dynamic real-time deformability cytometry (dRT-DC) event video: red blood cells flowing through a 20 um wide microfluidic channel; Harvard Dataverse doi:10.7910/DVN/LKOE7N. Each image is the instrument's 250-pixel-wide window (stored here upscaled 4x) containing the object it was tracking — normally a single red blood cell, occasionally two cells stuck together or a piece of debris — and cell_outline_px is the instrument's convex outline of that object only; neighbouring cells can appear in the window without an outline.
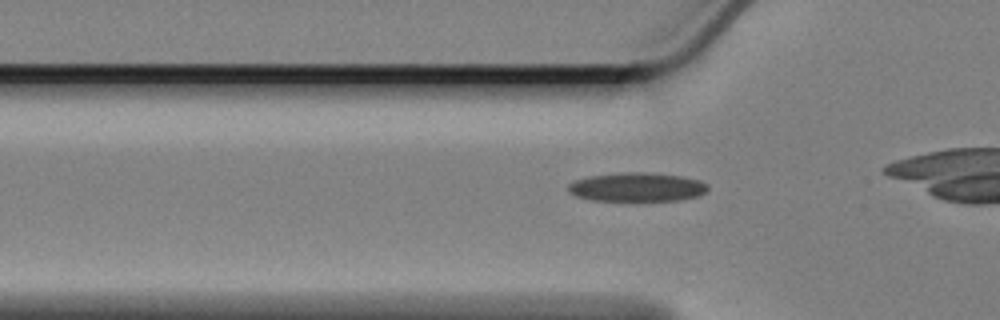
{"species": "Egyptian fruit bat (a non-hibernating species)", "species_latin": "Rousettus aegyptiacus", "temperature_condition": "cold", "stored_images_in_passage": 42, "camera_frame_rate_fps": 3000, "um_per_image_px": 0.085, "animal": {"sex": "female"}, "frame": {"image": 1, "passage_image": 7, "time_ms": 2.0, "image_size_px": [1000, 320], "cell_outline_px": [[708, 188], [700, 196], [680, 200], [588, 200], [576, 196], [568, 192], [568, 184], [576, 180], [592, 176], [620, 172], [648, 172], [680, 176], [700, 180], [708, 184]], "centroid_in_image_um": [54.15, 15.9], "position_along_channel_um": 71.6, "area_um2": 23.47}}
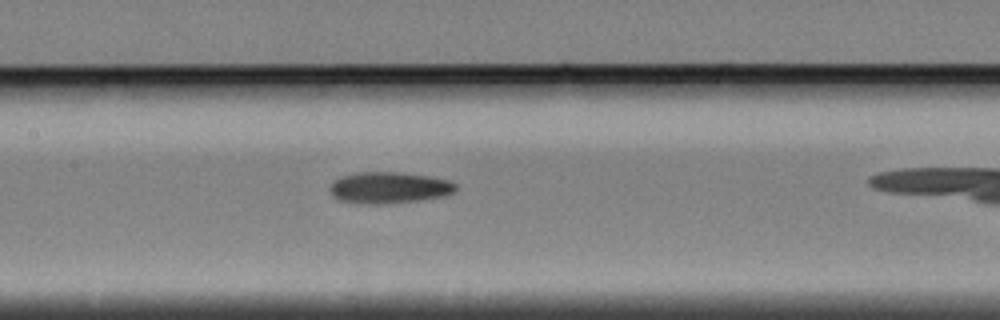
{"frame": {"image": 2, "passage_image": 16, "time_ms": 5.0, "image_size_px": [1000, 320], "cell_outline_px": [[456, 188], [448, 196], [420, 200], [388, 204], [356, 204], [336, 200], [332, 196], [328, 188], [332, 180], [340, 176], [360, 172], [404, 172], [428, 176], [448, 180], [456, 184]], "centroid_in_image_um": [33.0, 15.96], "position_along_channel_um": 174.4, "area_um2": 23.64}}
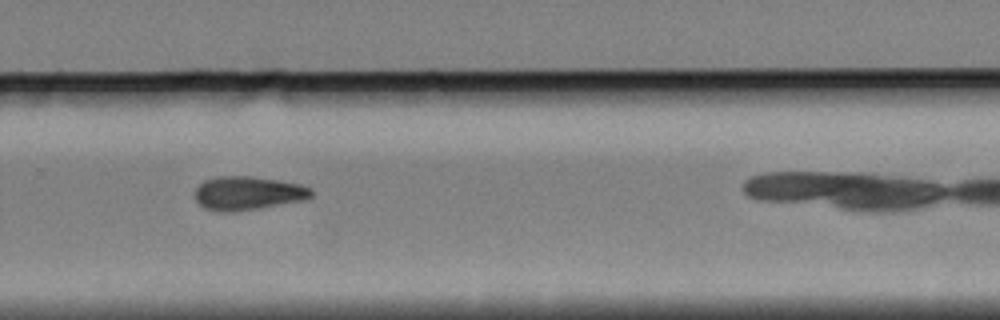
{"frame": {"image": 3, "passage_image": 28, "time_ms": 9.0, "image_size_px": [1000, 320], "cell_outline_px": [[312, 196], [300, 200], [260, 208], [228, 212], [220, 212], [204, 208], [196, 200], [196, 188], [204, 180], [220, 176], [252, 176], [300, 184], [308, 188], [312, 192]], "centroid_in_image_um": [21.02, 16.42], "position_along_channel_um": 308.8, "area_um2": 22.43}, "authors_computed_cell_mechanics": {"area_um2": 22.4553, "velocity_mm_per_s": 3.3782, "shape_relaxation_time_tau1_ms": 10.9636, "shape_relaxation_time_tau2_ms": null, "deformation_change_tau1": 0.186, "deformation_change_tau2": null}}